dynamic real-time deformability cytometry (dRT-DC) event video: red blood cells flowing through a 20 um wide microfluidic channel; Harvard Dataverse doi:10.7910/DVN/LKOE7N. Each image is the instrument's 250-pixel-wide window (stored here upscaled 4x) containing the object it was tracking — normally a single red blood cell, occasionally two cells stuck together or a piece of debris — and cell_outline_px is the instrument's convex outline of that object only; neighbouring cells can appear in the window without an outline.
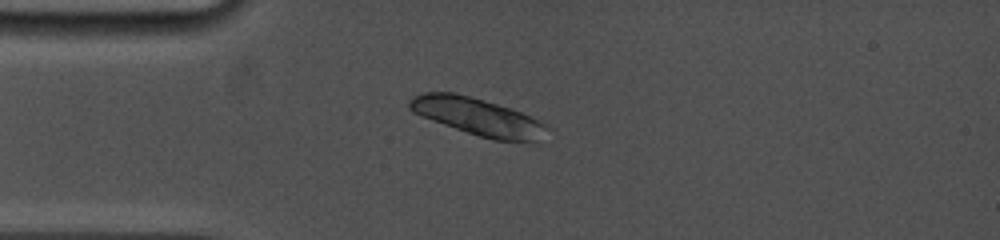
{"species": "common noctule bat (a hibernating species)", "species_latin": "Nyctalus noctula", "temperature_condition": "cold", "stored_images_in_passage": 33, "camera_frame_rate_fps": 5000, "um_per_image_px": 0.085, "animal": {"sex": "female", "body_mass_g": 19.0, "forearm_length_mm": 53.3}, "frame": {"image": 1, "passage_image": 10, "time_ms": 3.8, "image_size_px": [1000, 240], "cell_outline_px": [[548, 128], [536, 144], [492, 140], [432, 120], [412, 112], [408, 108], [408, 100], [412, 96], [424, 92], [456, 92], [512, 108], [548, 124]], "centroid_in_image_um": [40.65, 9.93], "position_along_channel_um": 44.3, "area_um2": 30.35}}
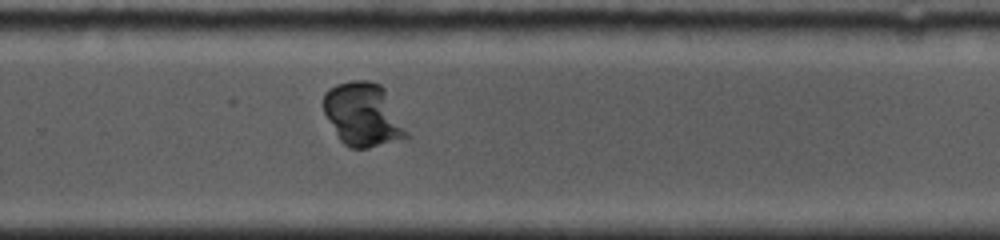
{"frame": {"image": 2, "passage_image": 26, "time_ms": 10.8, "image_size_px": [1000, 240], "cell_outline_px": [[408, 140], [368, 148], [352, 148], [344, 144], [340, 140], [324, 112], [324, 92], [328, 88], [336, 84], [352, 80], [368, 80], [380, 84], [384, 88], [408, 132]], "centroid_in_image_um": [30.88, 9.75], "position_along_channel_um": 298.9, "area_um2": 30.87}}
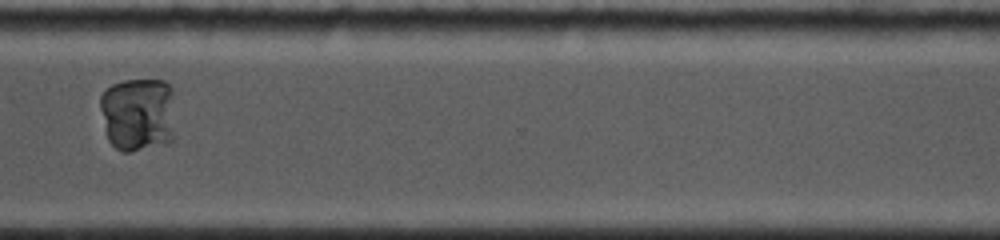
{"frame": {"image": 3, "passage_image": 30, "time_ms": 12.4, "image_size_px": [1000, 240], "cell_outline_px": [[172, 140], [128, 152], [124, 152], [116, 148], [108, 140], [100, 108], [100, 96], [112, 84], [124, 80], [164, 80], [172, 88]], "centroid_in_image_um": [11.69, 9.67], "position_along_channel_um": 358.9, "area_um2": 32.08}}